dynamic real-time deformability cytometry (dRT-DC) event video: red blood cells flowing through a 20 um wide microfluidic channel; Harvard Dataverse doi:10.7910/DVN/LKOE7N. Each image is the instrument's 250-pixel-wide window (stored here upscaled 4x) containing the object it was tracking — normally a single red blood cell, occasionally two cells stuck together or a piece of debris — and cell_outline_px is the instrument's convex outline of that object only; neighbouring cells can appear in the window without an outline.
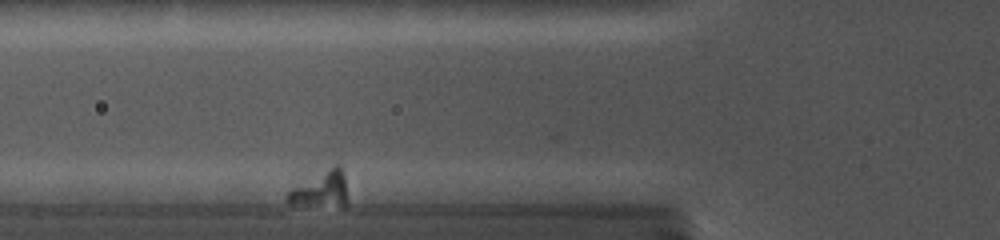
{"species": "common noctule bat (a hibernating species)", "species_latin": "Nyctalus noctula", "temperature_condition": "cold", "stored_images_in_passage": 37, "segment_of_instrument_passage": [1, 2], "camera_frame_rate_fps": 5000, "um_per_image_px": 0.085, "animal": {"sex": "female", "body_mass_g": 19.0, "forearm_length_mm": 56.7}, "frame": {"image": 1, "passage_image": 3, "time_ms": 0.6, "image_size_px": [1000, 240], "cell_outline_px": [[344, 204], [288, 204], [284, 196], [292, 188], [332, 164], [340, 164], [344, 172]], "centroid_in_image_um": [27.2, 16.0], "position_along_channel_um": 98.6, "area_um2": 12.02}}
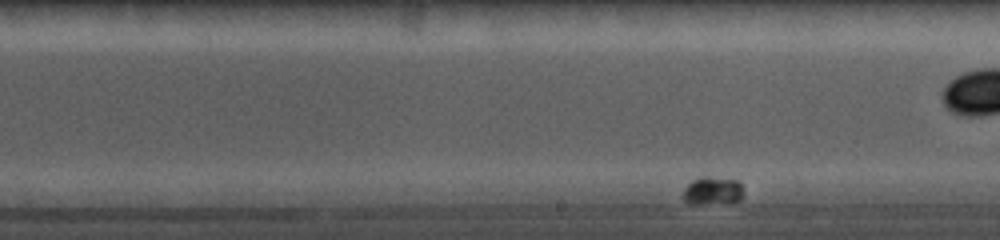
{"frame": {"image": 2, "passage_image": 22, "time_ms": 7.0, "image_size_px": [1000, 240], "cell_outline_px": [[744, 188], [740, 200], [696, 204], [692, 204], [684, 200], [680, 196], [684, 188], [692, 180], [700, 176], [708, 176], [740, 180]], "centroid_in_image_um": [60.55, 16.17], "position_along_channel_um": 228.5, "area_um2": 10.0}}
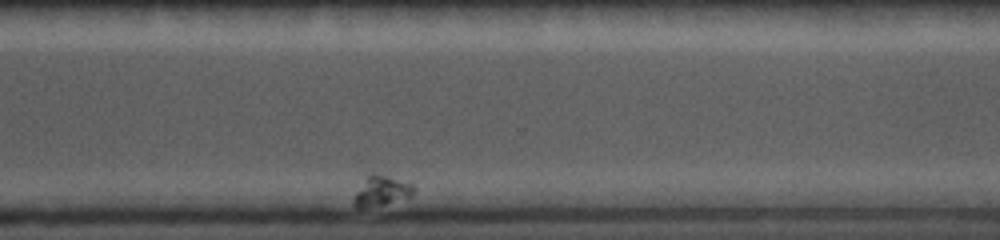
{"frame": {"image": 3, "passage_image": 32, "time_ms": 12.2, "image_size_px": [1000, 240], "cell_outline_px": [[416, 188], [412, 196], [384, 204], [360, 208], [356, 208], [352, 200], [356, 192], [368, 176], [372, 172], [376, 172], [412, 184]], "centroid_in_image_um": [32.43, 16.22], "position_along_channel_um": 338.2, "area_um2": 10.35}}